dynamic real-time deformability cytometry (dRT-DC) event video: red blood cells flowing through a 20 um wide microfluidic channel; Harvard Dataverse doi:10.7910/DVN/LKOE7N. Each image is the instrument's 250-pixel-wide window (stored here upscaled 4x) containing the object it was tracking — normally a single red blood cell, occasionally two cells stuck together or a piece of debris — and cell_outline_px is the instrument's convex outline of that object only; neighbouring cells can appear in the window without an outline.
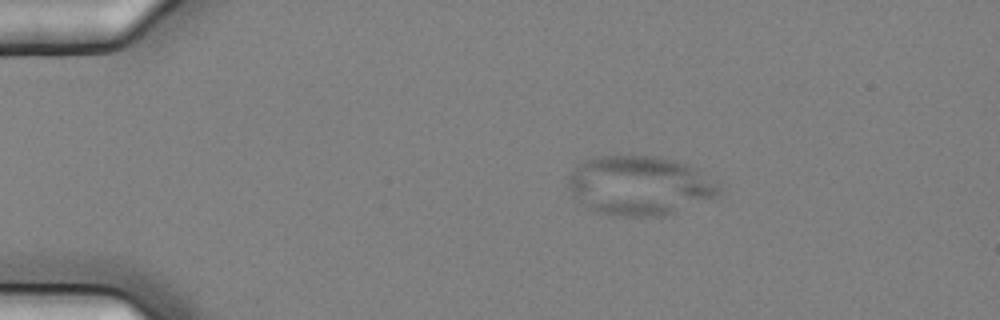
{"species": "common noctule bat (a hibernating species)", "species_latin": "Nyctalus noctula", "temperature_condition": "cold", "stored_images_in_passage": 2, "camera_frame_rate_fps": 3000, "um_per_image_px": 0.085, "animal": {"sex": "female", "body_mass_g": 25.1}, "frame": {"image": 1, "passage_image": 1, "time_ms": 0.0, "image_size_px": [1000, 320], "cell_outline_px": [[720, 192], [716, 196], [664, 216], [616, 216], [596, 212], [572, 200], [568, 188], [568, 176], [572, 168], [580, 160], [596, 156], [660, 156], [676, 160], [688, 164], [696, 168], [716, 180], [720, 184]], "centroid_in_image_um": [54.29, 15.76], "position_along_channel_um": 30.7, "area_um2": 53.0}}